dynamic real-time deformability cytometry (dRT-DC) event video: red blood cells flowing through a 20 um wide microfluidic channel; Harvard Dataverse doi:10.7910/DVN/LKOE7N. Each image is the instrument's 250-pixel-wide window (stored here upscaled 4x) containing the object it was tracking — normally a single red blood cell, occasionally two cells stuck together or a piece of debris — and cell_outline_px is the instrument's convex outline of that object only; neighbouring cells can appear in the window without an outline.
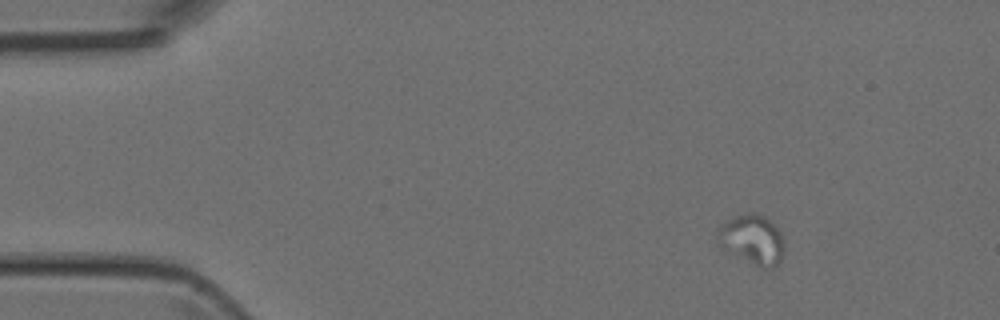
{"species": "Egyptian fruit bat (a non-hibernating species)", "species_latin": "Rousettus aegyptiacus", "temperature_condition": "room temperature", "stored_images_in_passage": 47, "camera_frame_rate_fps": 3000, "um_per_image_px": 0.085, "animal": {"sex": "female"}, "frame": {"image": 1, "passage_image": 1, "time_ms": 0.0, "image_size_px": [1000, 320], "cell_outline_px": [[784, 248], [780, 260], [776, 268], [760, 268], [720, 248], [716, 244], [716, 232], [732, 216], [744, 212], [752, 212], [764, 216], [780, 232], [784, 240]], "centroid_in_image_um": [63.91, 20.38], "position_along_channel_um": 21.1, "area_um2": 19.65}}
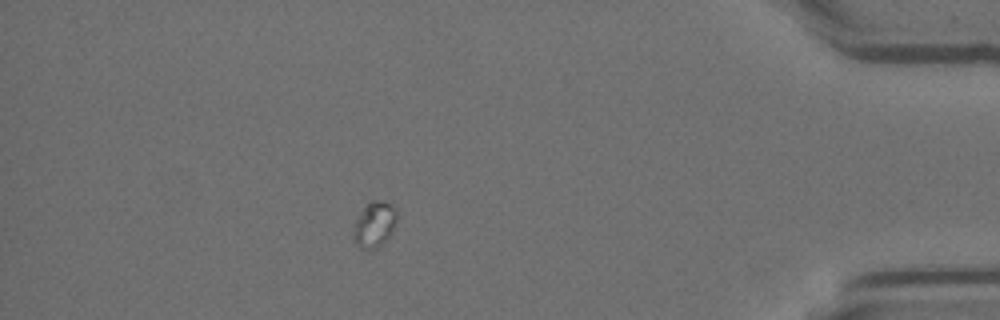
{"frame": {"image": 2, "passage_image": 40, "time_ms": 13.0, "image_size_px": [1000, 320], "cell_outline_px": [[396, 220], [388, 236], [376, 248], [360, 248], [352, 240], [352, 232], [356, 220], [368, 200], [380, 200], [396, 208]], "centroid_in_image_um": [31.77, 19.06], "position_along_channel_um": 403.4, "area_um2": 11.27}}